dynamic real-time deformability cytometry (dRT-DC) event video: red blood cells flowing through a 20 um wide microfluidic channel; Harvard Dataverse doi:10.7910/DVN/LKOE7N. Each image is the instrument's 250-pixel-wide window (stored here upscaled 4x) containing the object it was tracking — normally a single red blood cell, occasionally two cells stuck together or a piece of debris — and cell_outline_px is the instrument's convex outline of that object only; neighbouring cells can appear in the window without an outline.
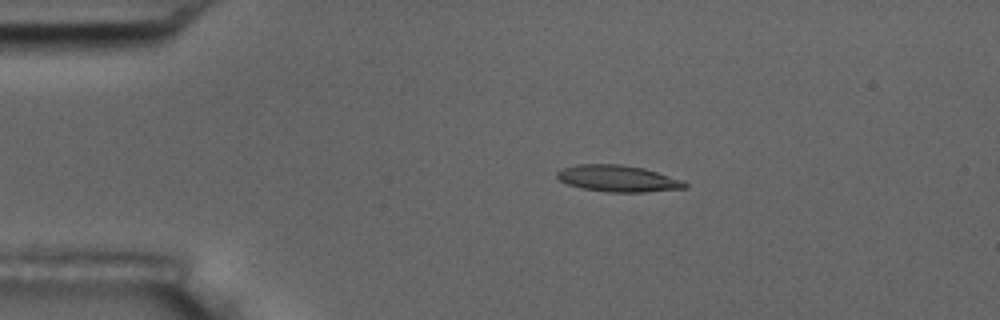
{"species": "common noctule bat (a hibernating species)", "species_latin": "Nyctalus noctula", "temperature_condition": "room temperature", "stored_images_in_passage": 6, "camera_frame_rate_fps": 3000, "um_per_image_px": 0.085, "animal": {"sex": "male", "body_mass_g": 17.5, "forearm_length_mm": 52.3}, "frame": {"image": 1, "passage_image": 3, "time_ms": 0.667, "image_size_px": [1000, 320], "cell_outline_px": [[688, 188], [644, 192], [608, 192], [580, 188], [568, 184], [560, 180], [556, 176], [556, 172], [560, 168], [576, 164], [620, 164], [644, 168], [684, 180], [688, 184]], "centroid_in_image_um": [52.52, 15.17], "position_along_channel_um": 32.5, "area_um2": 20.0}}
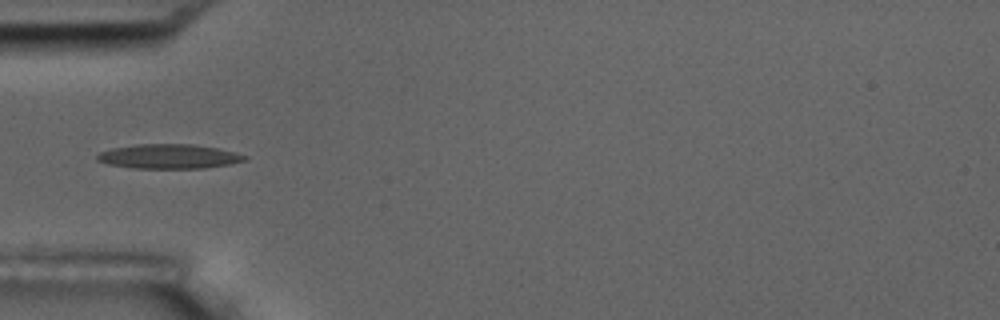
{"frame": {"image": 2, "passage_image": 5, "time_ms": 1.333, "image_size_px": [1000, 320], "cell_outline_px": [[248, 160], [228, 164], [204, 168], [136, 168], [108, 164], [96, 160], [96, 156], [100, 152], [112, 148], [136, 144], [192, 144], [216, 148], [248, 156]], "centroid_in_image_um": [14.33, 13.29], "position_along_channel_um": 70.7, "area_um2": 20.87}}